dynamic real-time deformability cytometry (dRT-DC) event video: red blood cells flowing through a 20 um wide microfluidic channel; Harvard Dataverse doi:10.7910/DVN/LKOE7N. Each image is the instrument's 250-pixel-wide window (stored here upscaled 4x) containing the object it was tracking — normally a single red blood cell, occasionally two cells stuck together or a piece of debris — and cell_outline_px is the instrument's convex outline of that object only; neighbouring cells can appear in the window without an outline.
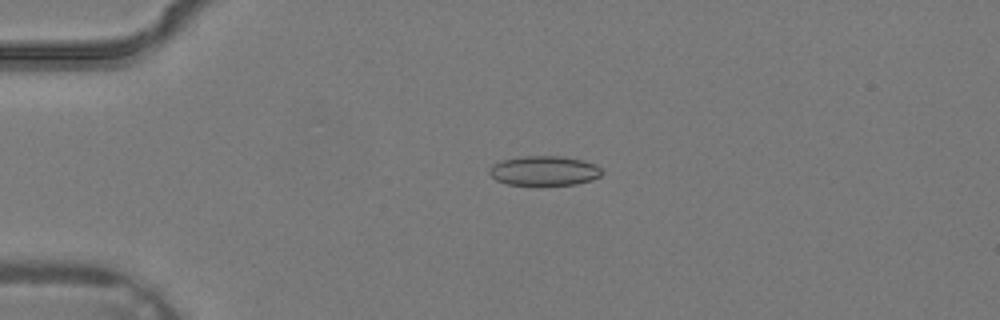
{"species": "common noctule bat (a hibernating species)", "species_latin": "Nyctalus noctula", "temperature_condition": "warm", "stored_images_in_passage": 2, "camera_frame_rate_fps": 3000, "um_per_image_px": 0.085, "animal": {"sex": "male", "body_mass_g": 19.2, "forearm_length_mm": 51.8}, "frame": {"image": 1, "passage_image": 2, "time_ms": 0.333, "image_size_px": [1000, 320], "cell_outline_px": [[604, 172], [600, 176], [592, 180], [576, 184], [508, 184], [496, 180], [488, 172], [488, 168], [492, 164], [500, 160], [524, 156], [564, 156], [584, 160], [596, 164]], "centroid_in_image_um": [46.27, 14.49], "position_along_channel_um": 38.7, "area_um2": 19.48}}